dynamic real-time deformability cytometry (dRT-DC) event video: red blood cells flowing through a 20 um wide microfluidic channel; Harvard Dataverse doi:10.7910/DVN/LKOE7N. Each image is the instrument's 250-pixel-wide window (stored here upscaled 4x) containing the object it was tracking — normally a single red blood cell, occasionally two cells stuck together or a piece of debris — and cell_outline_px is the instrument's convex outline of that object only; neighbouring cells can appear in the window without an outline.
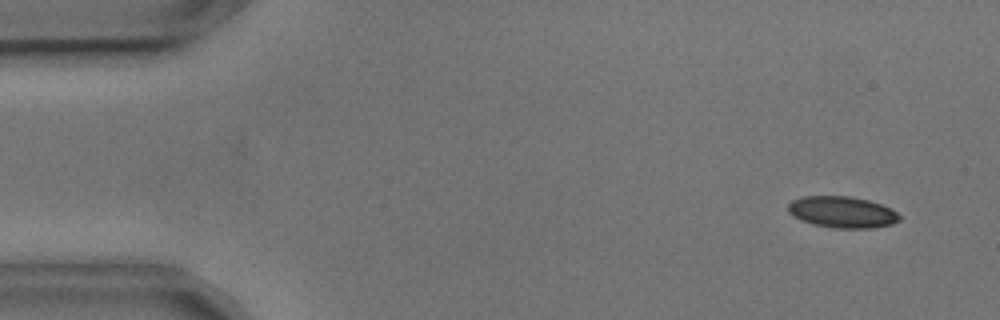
{"species": "common noctule bat (a hibernating species)", "species_latin": "Nyctalus noctula", "temperature_condition": "cold", "stored_images_in_passage": 56, "camera_frame_rate_fps": 3000, "um_per_image_px": 0.085, "animal": {"sex": "male", "body_mass_g": 17.9, "forearm_length_mm": 54.2}, "frame": {"image": 1, "passage_image": 4, "time_ms": 1.0, "image_size_px": [1000, 320], "cell_outline_px": [[900, 220], [892, 224], [872, 228], [836, 228], [812, 224], [800, 220], [792, 216], [788, 212], [788, 204], [792, 200], [804, 196], [848, 196], [868, 200], [892, 208], [900, 216]], "centroid_in_image_um": [71.57, 18.03], "position_along_channel_um": 13.4, "area_um2": 20.46}}
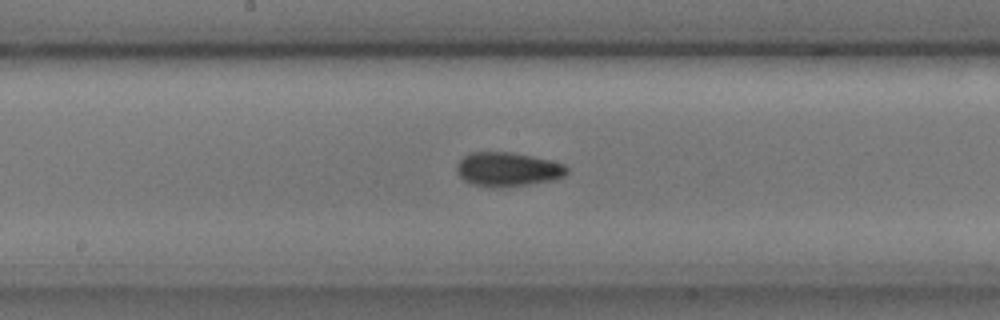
{"frame": {"image": 2, "passage_image": 28, "time_ms": 9.0, "image_size_px": [1000, 320], "cell_outline_px": [[568, 172], [564, 176], [556, 180], [500, 188], [488, 188], [472, 184], [464, 180], [460, 176], [456, 168], [460, 160], [464, 156], [472, 152], [512, 152], [532, 156], [564, 164], [568, 168]], "centroid_in_image_um": [43.16, 14.41], "position_along_channel_um": 205.0, "area_um2": 22.02}}
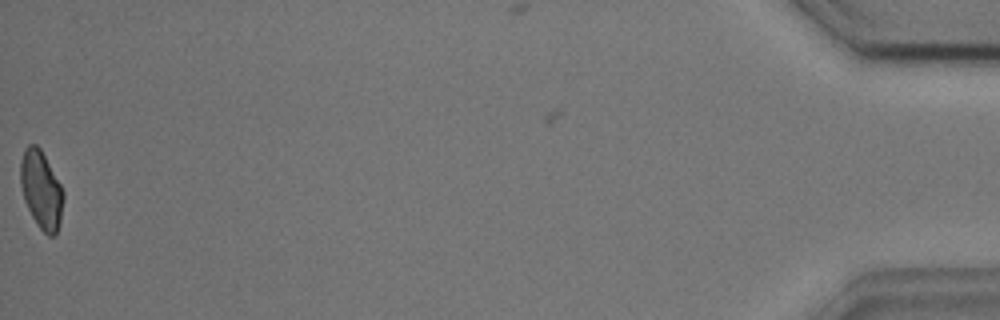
{"frame": {"image": 3, "passage_image": 55, "time_ms": 18.0, "image_size_px": [1000, 320], "cell_outline_px": [[64, 196], [60, 220], [56, 236], [48, 236], [36, 224], [24, 200], [20, 184], [20, 160], [24, 148], [28, 144], [36, 144], [40, 148], [60, 184], [64, 192]], "centroid_in_image_um": [3.49, 16.13], "position_along_channel_um": 431.7, "area_um2": 19.48}, "authors_computed_cell_mechanics": {"area_um2": 20.519, "velocity_mm_per_s": 3.6384, "shape_relaxation_time_tau1_ms": 11.1997, "shape_relaxation_time_tau2_ms": 2.1596, "deformation_change_tau1": 0.1524, "deformation_change_tau2": 0.0863}}